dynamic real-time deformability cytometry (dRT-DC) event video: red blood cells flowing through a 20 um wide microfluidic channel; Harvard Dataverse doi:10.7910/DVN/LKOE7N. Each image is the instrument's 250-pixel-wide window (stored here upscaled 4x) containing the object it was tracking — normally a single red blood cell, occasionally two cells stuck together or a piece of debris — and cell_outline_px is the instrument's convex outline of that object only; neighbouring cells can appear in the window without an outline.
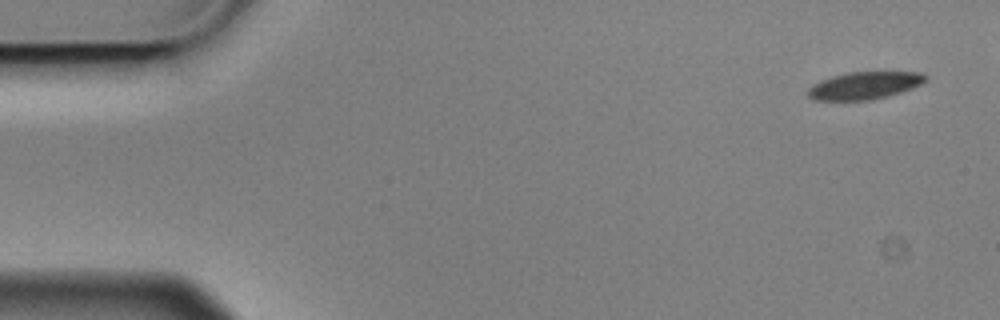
{"species": "Egyptian fruit bat (a non-hibernating species)", "species_latin": "Rousettus aegyptiacus", "temperature_condition": "cold", "stored_images_in_passage": 6, "camera_frame_rate_fps": 3000, "um_per_image_px": 0.085, "animal": {"sex": "male"}, "frame": {"image": 1, "passage_image": 1, "time_ms": 0.0, "image_size_px": [1000, 320], "cell_outline_px": [[928, 80], [912, 88], [888, 96], [872, 100], [812, 100], [808, 96], [808, 88], [812, 84], [820, 80], [832, 76], [848, 72], [924, 72], [928, 76]], "centroid_in_image_um": [73.49, 7.26], "position_along_channel_um": 11.5, "area_um2": 18.96}}